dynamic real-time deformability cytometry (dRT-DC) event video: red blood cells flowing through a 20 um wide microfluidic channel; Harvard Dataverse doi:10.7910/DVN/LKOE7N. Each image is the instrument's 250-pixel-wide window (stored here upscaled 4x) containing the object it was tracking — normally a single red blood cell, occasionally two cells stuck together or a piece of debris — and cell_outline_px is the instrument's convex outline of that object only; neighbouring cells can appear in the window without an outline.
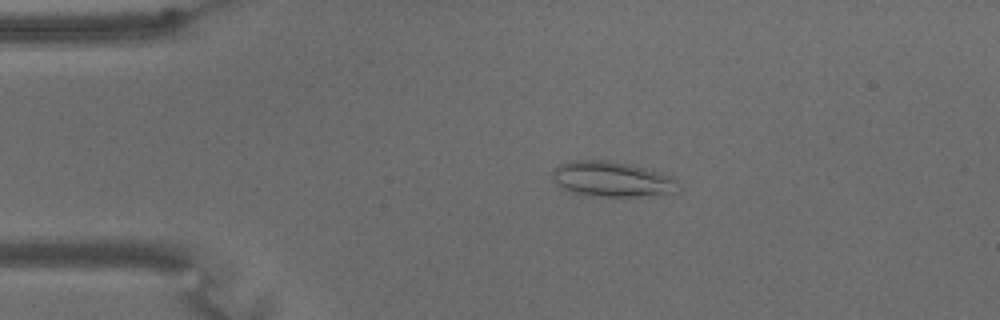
{"species": "common noctule bat (a hibernating species)", "species_latin": "Nyctalus noctula", "temperature_condition": "warm", "stored_images_in_passage": 68, "camera_frame_rate_fps": 3000, "um_per_image_px": 0.085, "animal": {"sex": "male", "body_mass_g": 15.6}, "frame": {"image": 1, "passage_image": 14, "time_ms": 4.333, "image_size_px": [1000, 320], "cell_outline_px": [[680, 192], [636, 196], [600, 196], [568, 192], [556, 184], [552, 176], [552, 172], [560, 164], [576, 160], [604, 160], [632, 164], [672, 176], [680, 184]], "centroid_in_image_um": [52.05, 15.23], "position_along_channel_um": 33.0, "area_um2": 25.89}}
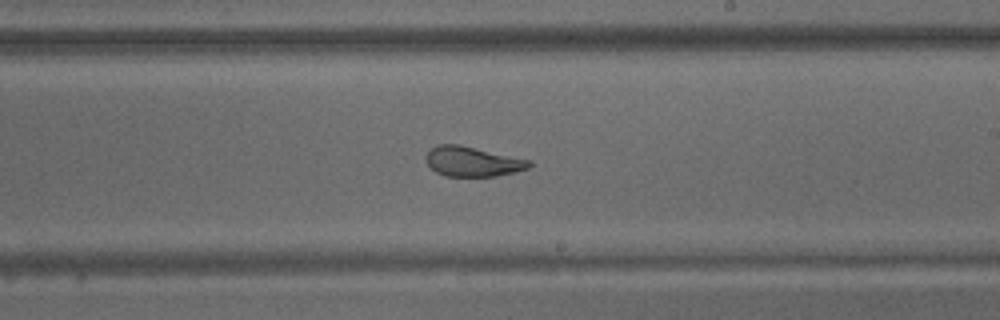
{"frame": {"image": 2, "passage_image": 40, "time_ms": 13.0, "image_size_px": [1000, 320], "cell_outline_px": [[532, 164], [528, 168], [496, 176], [444, 176], [436, 172], [428, 164], [424, 156], [436, 144], [460, 144], [532, 160]], "centroid_in_image_um": [40.16, 13.72], "position_along_channel_um": 248.8, "area_um2": 18.03}}
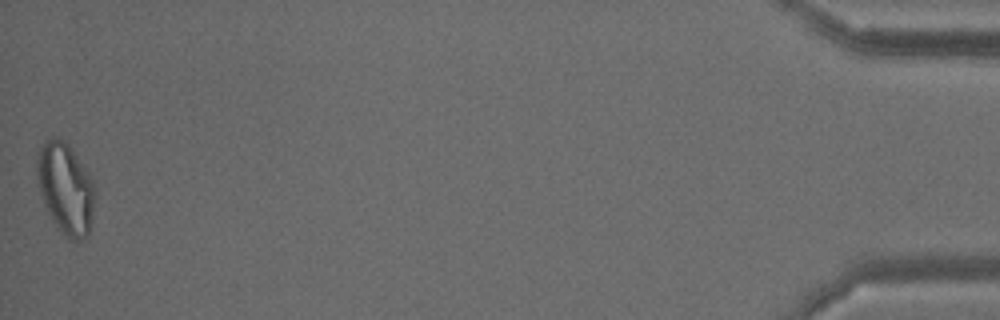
{"frame": {"image": 3, "passage_image": 68, "time_ms": 22.333, "image_size_px": [1000, 320], "cell_outline_px": [[96, 192], [92, 216], [88, 236], [80, 240], [68, 240], [56, 228], [44, 204], [40, 192], [36, 176], [36, 152], [44, 140], [52, 136], [56, 136], [68, 144], [88, 172], [92, 180]], "centroid_in_image_um": [5.55, 16.01], "position_along_channel_um": 429.7, "area_um2": 31.27}, "authors_computed_cell_mechanics": {"area_um2": 23.0911, "velocity_mm_per_s": 2.9622, "shape_relaxation_time_tau1_ms": null, "shape_relaxation_time_tau2_ms": 1.7379, "deformation_change_tau1": null, "deformation_change_tau2": 0.0882}}